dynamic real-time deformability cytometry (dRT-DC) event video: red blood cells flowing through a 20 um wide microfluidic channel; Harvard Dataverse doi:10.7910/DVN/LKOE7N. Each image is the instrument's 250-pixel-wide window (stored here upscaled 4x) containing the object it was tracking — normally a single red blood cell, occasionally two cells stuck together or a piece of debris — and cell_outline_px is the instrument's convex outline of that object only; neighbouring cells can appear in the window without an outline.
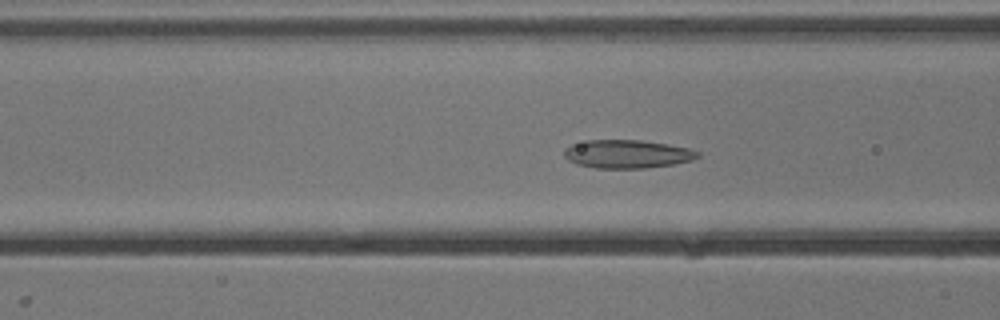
{"species": "common noctule bat (a hibernating species)", "species_latin": "Nyctalus noctula", "temperature_condition": "cold", "stored_images_in_passage": 53, "camera_frame_rate_fps": 3000, "um_per_image_px": 0.085, "animal": {"sex": "male", "body_mass_g": 13.3}, "frame": {"image": 1, "passage_image": 20, "time_ms": 6.333, "image_size_px": [1000, 320], "cell_outline_px": [[700, 156], [692, 160], [676, 164], [644, 168], [596, 168], [576, 164], [568, 160], [564, 156], [564, 148], [572, 144], [588, 140], [640, 140], [668, 144], [688, 148], [700, 152]], "centroid_in_image_um": [53.31, 13.09], "position_along_channel_um": 113.3, "area_um2": 22.14}}
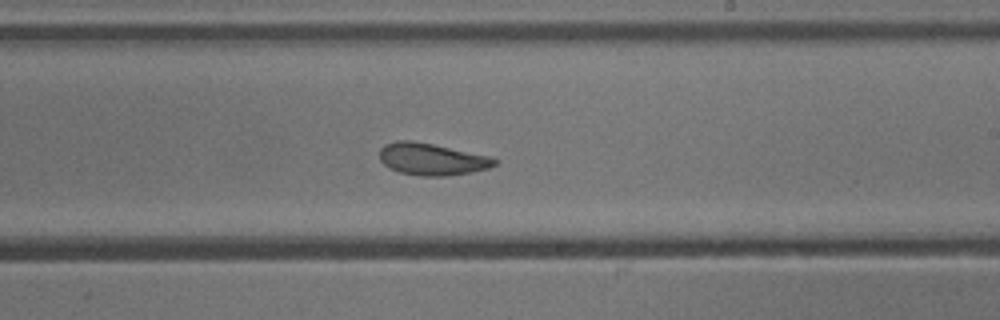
{"frame": {"image": 2, "passage_image": 31, "time_ms": 10.0, "image_size_px": [1000, 320], "cell_outline_px": [[500, 160], [496, 164], [488, 168], [472, 172], [444, 176], [420, 176], [400, 172], [388, 168], [380, 160], [380, 148], [384, 144], [396, 140], [412, 140], [432, 144], [488, 156]], "centroid_in_image_um": [36.67, 13.53], "position_along_channel_um": 252.3, "area_um2": 21.39}}
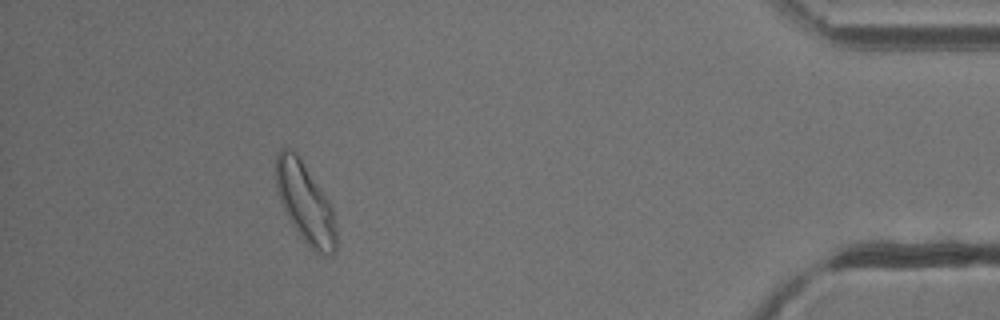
{"frame": {"image": 3, "passage_image": 48, "time_ms": 15.667, "image_size_px": [1000, 320], "cell_outline_px": [[336, 252], [332, 256], [320, 256], [300, 236], [292, 224], [280, 200], [276, 188], [276, 152], [280, 148], [288, 148], [296, 152], [328, 200], [332, 208], [336, 228]], "centroid_in_image_um": [25.95, 17.27], "position_along_channel_um": 409.2, "area_um2": 27.92}, "authors_computed_cell_mechanics": {"area_um2": 23.5824, "velocity_mm_per_s": 3.7888, "shape_relaxation_time_tau1_ms": 4.6587, "shape_relaxation_time_tau2_ms": 1.8946, "deformation_change_tau1": 0.1077, "deformation_change_tau2": 0.088}}